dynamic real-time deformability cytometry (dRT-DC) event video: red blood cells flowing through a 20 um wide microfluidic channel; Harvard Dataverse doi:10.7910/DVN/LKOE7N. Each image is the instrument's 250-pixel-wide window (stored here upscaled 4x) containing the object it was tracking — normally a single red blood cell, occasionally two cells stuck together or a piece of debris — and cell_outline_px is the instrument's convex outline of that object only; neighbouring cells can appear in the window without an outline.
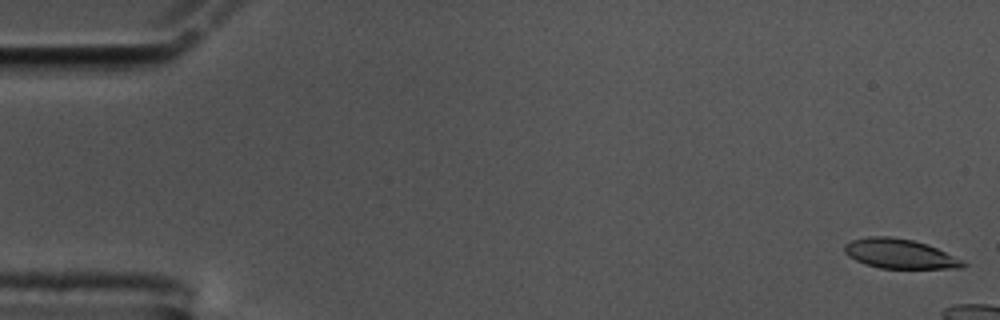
{"species": "common noctule bat (a hibernating species)", "species_latin": "Nyctalus noctula", "temperature_condition": "cold", "stored_images_in_passage": 9, "camera_frame_rate_fps": 3000, "um_per_image_px": 0.085, "animal": {"sex": "male", "body_mass_g": 17.5, "forearm_length_mm": 52.3}, "frame": {"image": 1, "passage_image": 1, "time_ms": 0.0, "image_size_px": [1000, 320], "cell_outline_px": [[968, 264], [964, 268], [880, 268], [864, 264], [848, 256], [844, 252], [844, 244], [852, 240], [868, 236], [888, 236], [912, 240], [936, 248], [964, 260]], "centroid_in_image_um": [76.47, 21.57], "position_along_channel_um": 8.5, "area_um2": 20.35}}